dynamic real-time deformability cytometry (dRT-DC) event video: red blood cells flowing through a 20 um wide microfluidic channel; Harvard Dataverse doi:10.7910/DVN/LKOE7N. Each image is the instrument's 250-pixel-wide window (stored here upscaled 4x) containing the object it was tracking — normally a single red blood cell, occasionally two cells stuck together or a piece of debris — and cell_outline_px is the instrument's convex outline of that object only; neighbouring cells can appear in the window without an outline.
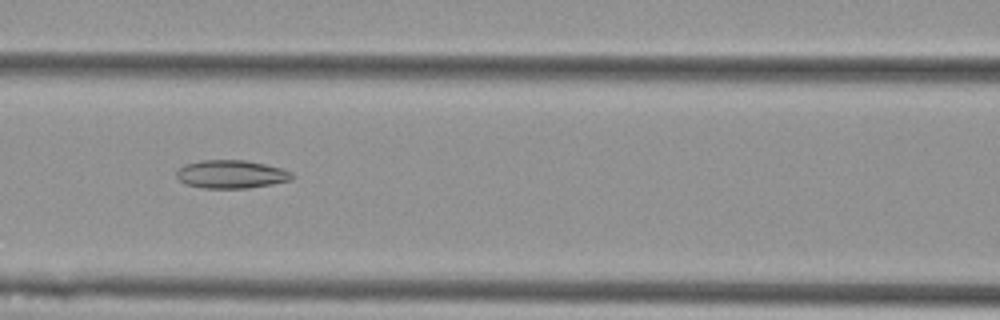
{"species": "Egyptian fruit bat (a non-hibernating species)", "species_latin": "Rousettus aegyptiacus", "temperature_condition": "cold", "stored_images_in_passage": 48, "camera_frame_rate_fps": 3000, "um_per_image_px": 0.085, "animal": {"sex": "female"}, "frame": {"image": 1, "passage_image": 19, "time_ms": 6.0, "image_size_px": [1000, 320], "cell_outline_px": [[296, 176], [292, 180], [272, 184], [248, 188], [204, 188], [184, 184], [176, 176], [176, 172], [184, 164], [200, 160], [244, 160], [264, 164], [280, 168], [292, 172]], "centroid_in_image_um": [19.66, 14.81], "position_along_channel_um": 146.9, "area_um2": 19.07}}
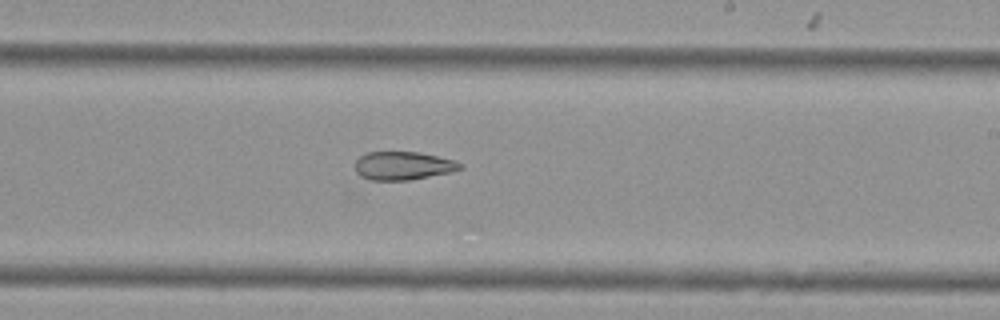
{"frame": {"image": 2, "passage_image": 28, "time_ms": 9.0, "image_size_px": [1000, 320], "cell_outline_px": [[464, 168], [452, 172], [408, 180], [368, 180], [360, 176], [356, 172], [356, 160], [360, 156], [368, 152], [420, 152], [456, 160], [464, 164]], "centroid_in_image_um": [34.31, 14.08], "position_along_channel_um": 254.7, "area_um2": 17.51}}
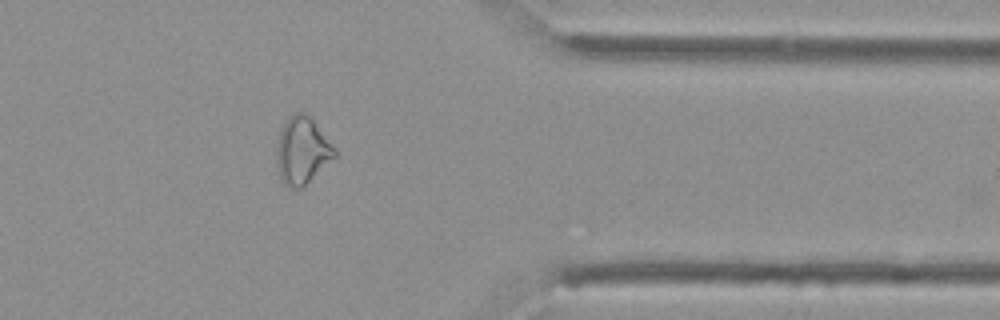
{"frame": {"image": 3, "passage_image": 40, "time_ms": 13.0, "image_size_px": [1000, 320], "cell_outline_px": [[336, 156], [300, 188], [296, 188], [284, 184], [280, 176], [276, 160], [276, 148], [280, 132], [284, 124], [296, 112], [304, 112], [312, 116], [336, 148]], "centroid_in_image_um": [25.71, 12.75], "position_along_channel_um": 385.7, "area_um2": 22.43}, "authors_computed_cell_mechanics": {"area_um2": 20.7791, "velocity_mm_per_s": 3.6181, "shape_relaxation_time_tau1_ms": null, "shape_relaxation_time_tau2_ms": 10.2522, "deformation_change_tau1": null, "deformation_change_tau2": 0.1889}}